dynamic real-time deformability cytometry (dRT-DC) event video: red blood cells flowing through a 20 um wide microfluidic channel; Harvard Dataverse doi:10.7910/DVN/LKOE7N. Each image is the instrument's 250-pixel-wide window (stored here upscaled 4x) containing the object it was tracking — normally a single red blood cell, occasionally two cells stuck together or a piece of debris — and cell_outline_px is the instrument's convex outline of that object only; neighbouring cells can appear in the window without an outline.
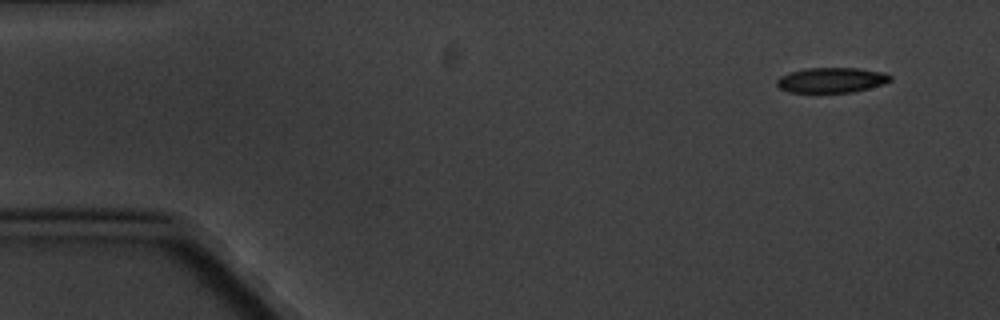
{"species": "common noctule bat (a hibernating species)", "species_latin": "Nyctalus noctula", "temperature_condition": "cold", "stored_images_in_passage": 7, "camera_frame_rate_fps": 3000, "um_per_image_px": 0.085, "animal": {"sex": "male", "body_mass_g": 20.1, "forearm_length_mm": 53.5}, "frame": {"image": 1, "passage_image": 1, "time_ms": 0.0, "image_size_px": [1000, 320], "cell_outline_px": [[892, 80], [884, 84], [852, 92], [788, 92], [780, 88], [776, 84], [776, 80], [780, 76], [788, 72], [804, 68], [856, 68], [884, 72], [892, 76]], "centroid_in_image_um": [70.66, 6.8], "position_along_channel_um": 14.3, "area_um2": 16.7}}
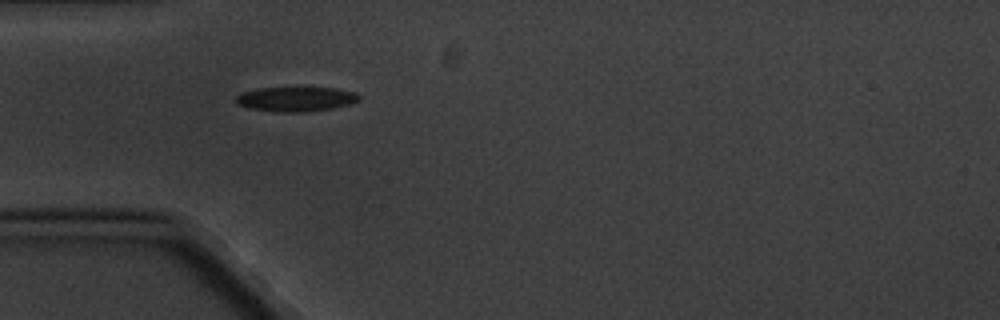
{"frame": {"image": 2, "passage_image": 5, "time_ms": 4.333, "image_size_px": [1000, 320], "cell_outline_px": [[360, 100], [348, 104], [332, 108], [308, 112], [276, 112], [248, 108], [236, 104], [236, 96], [240, 92], [256, 88], [336, 88], [356, 92], [360, 96]], "centroid_in_image_um": [25.12, 8.42], "position_along_channel_um": 59.9, "area_um2": 17.8}}